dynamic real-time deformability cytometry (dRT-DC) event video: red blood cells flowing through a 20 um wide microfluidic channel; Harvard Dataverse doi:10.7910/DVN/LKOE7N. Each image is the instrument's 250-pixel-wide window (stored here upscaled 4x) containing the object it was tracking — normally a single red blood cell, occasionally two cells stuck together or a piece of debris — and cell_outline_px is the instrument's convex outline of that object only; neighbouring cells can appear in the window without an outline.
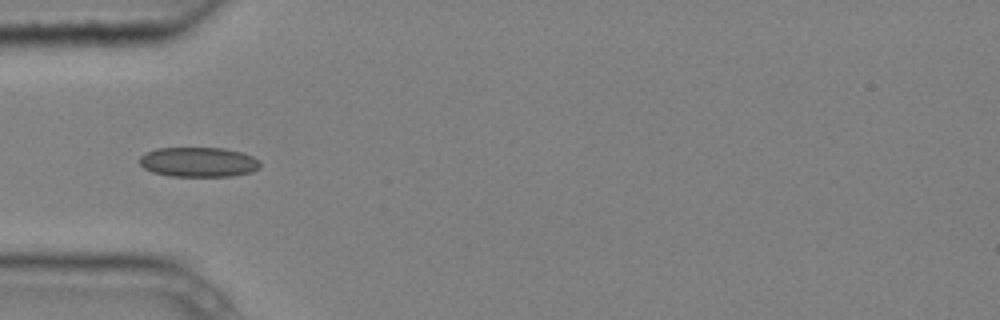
{"species": "common noctule bat (a hibernating species)", "species_latin": "Nyctalus noctula", "temperature_condition": "cold", "stored_images_in_passage": 5, "camera_frame_rate_fps": 3000, "um_per_image_px": 0.085, "animal": {"sex": "male", "body_mass_g": 20.4}, "frame": {"image": 1, "passage_image": 5, "time_ms": 1.333, "image_size_px": [1000, 320], "cell_outline_px": [[260, 168], [252, 172], [232, 176], [172, 176], [152, 172], [144, 168], [140, 164], [140, 156], [144, 152], [156, 148], [224, 148], [240, 152], [252, 156], [260, 160]], "centroid_in_image_um": [16.87, 13.77], "position_along_channel_um": 68.1, "area_um2": 21.04}}